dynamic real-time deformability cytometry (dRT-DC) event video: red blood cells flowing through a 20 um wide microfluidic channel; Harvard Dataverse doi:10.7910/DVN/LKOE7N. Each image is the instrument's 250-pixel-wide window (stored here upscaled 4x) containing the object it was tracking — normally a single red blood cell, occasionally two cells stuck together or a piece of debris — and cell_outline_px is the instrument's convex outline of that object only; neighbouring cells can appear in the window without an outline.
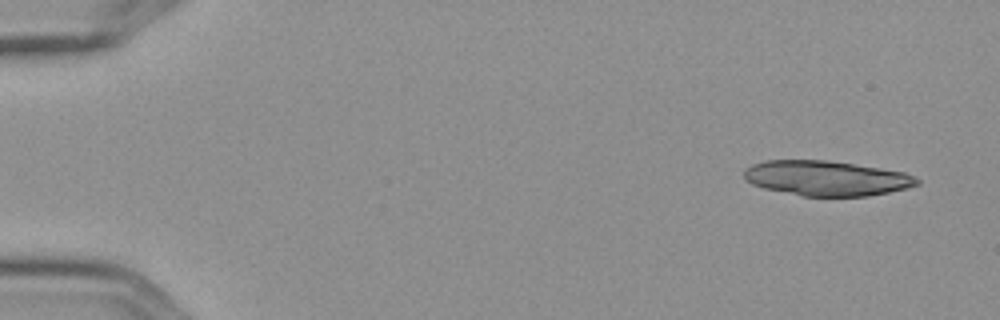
{"species": "Egyptian fruit bat (a non-hibernating species)", "species_latin": "Rousettus aegyptiacus", "temperature_condition": "cold", "stored_images_in_passage": 6, "camera_frame_rate_fps": 3000, "um_per_image_px": 0.085, "frame": {"image": 1, "passage_image": 1, "time_ms": 0.0, "image_size_px": [1000, 320], "cell_outline_px": [[920, 184], [908, 188], [868, 196], [800, 196], [764, 188], [752, 184], [744, 180], [744, 168], [752, 164], [764, 160], [828, 160], [880, 168], [904, 172], [916, 176], [920, 180]], "centroid_in_image_um": [70.24, 15.15], "position_along_channel_um": 14.8, "area_um2": 35.55}}